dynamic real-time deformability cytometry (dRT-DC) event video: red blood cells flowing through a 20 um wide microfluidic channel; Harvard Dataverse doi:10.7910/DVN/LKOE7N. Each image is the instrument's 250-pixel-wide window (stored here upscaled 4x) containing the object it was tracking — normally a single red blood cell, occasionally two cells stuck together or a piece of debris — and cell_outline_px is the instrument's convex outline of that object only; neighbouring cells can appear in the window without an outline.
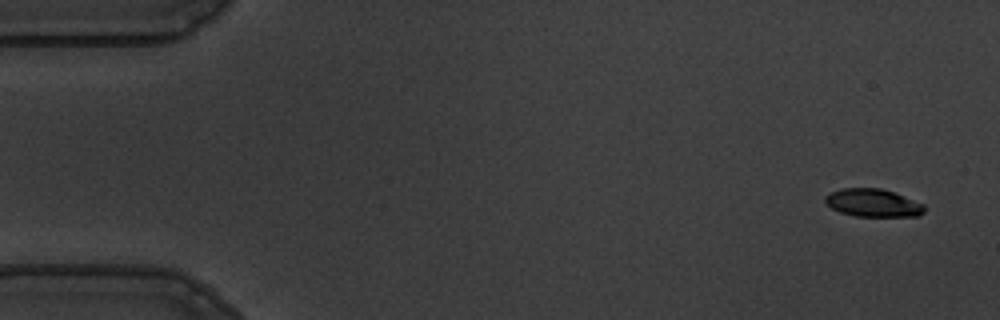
{"species": "common noctule bat (a hibernating species)", "species_latin": "Nyctalus noctula", "temperature_condition": "warm", "stored_images_in_passage": 54, "camera_frame_rate_fps": 3000, "um_per_image_px": 0.085, "animal": {"sex": "male", "body_mass_g": 19.5, "forearm_length_mm": 54.6}, "frame": {"image": 1, "passage_image": 1, "time_ms": 0.0, "image_size_px": [1000, 320], "cell_outline_px": [[924, 212], [920, 216], [856, 216], [840, 212], [832, 208], [824, 200], [824, 196], [840, 188], [880, 188], [892, 192], [924, 204]], "centroid_in_image_um": [74.19, 17.24], "position_along_channel_um": 10.8, "area_um2": 15.95}}
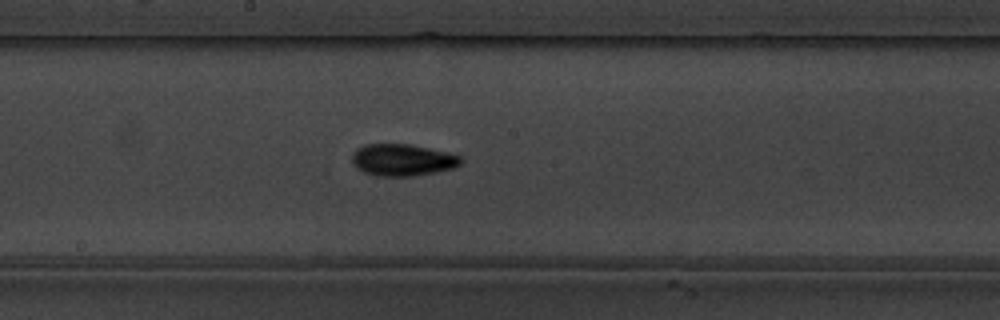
{"frame": {"image": 2, "passage_image": 28, "time_ms": 9.0, "image_size_px": [1000, 320], "cell_outline_px": [[464, 160], [460, 164], [452, 168], [436, 172], [412, 176], [376, 176], [364, 172], [356, 168], [352, 164], [352, 152], [356, 148], [364, 144], [408, 144], [428, 148], [460, 156]], "centroid_in_image_um": [34.15, 13.6], "position_along_channel_um": 214.0, "area_um2": 20.23}}
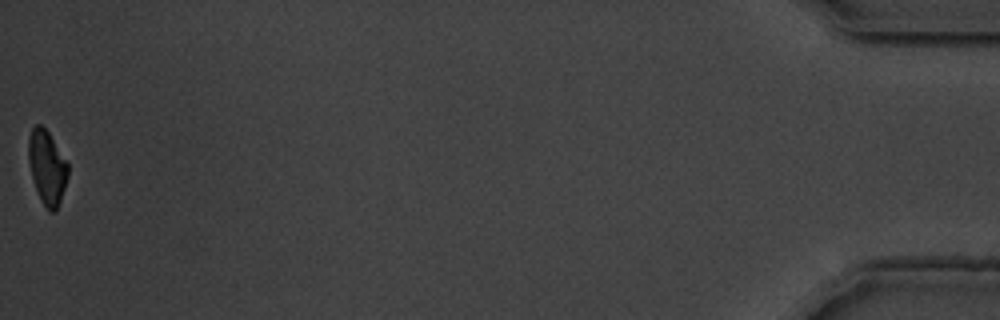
{"frame": {"image": 3, "passage_image": 54, "time_ms": 17.667, "image_size_px": [1000, 320], "cell_outline_px": [[68, 176], [60, 200], [56, 208], [52, 212], [48, 212], [40, 200], [32, 176], [28, 160], [28, 136], [32, 128], [36, 124], [40, 124], [48, 132], [68, 164]], "centroid_in_image_um": [3.98, 14.21], "position_along_channel_um": 431.2, "area_um2": 16.76}, "authors_computed_cell_mechanics": {"area_um2": 18.2937, "velocity_mm_per_s": 3.6437, "shape_relaxation_time_tau1_ms": 3.5394, "shape_relaxation_time_tau2_ms": 7.414, "deformation_change_tau1": 0.1658, "deformation_change_tau2": 0.1453}}